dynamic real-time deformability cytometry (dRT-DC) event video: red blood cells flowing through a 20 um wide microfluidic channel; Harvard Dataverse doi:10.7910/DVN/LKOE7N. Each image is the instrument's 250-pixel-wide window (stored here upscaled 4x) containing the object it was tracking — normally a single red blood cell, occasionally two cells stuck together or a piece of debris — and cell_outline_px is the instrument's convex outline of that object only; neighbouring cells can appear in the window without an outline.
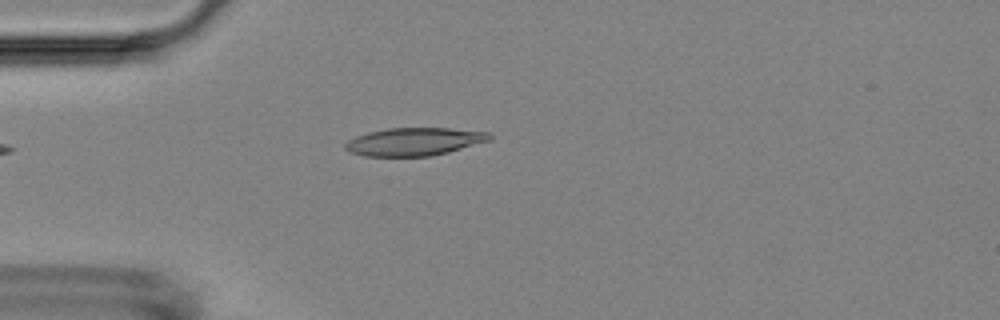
{"species": "Egyptian fruit bat (a non-hibernating species)", "species_latin": "Rousettus aegyptiacus", "temperature_condition": "room temperature", "stored_images_in_passage": 4, "camera_frame_rate_fps": 3000, "um_per_image_px": 0.085, "animal": {"sex": "female"}, "frame": {"image": 1, "passage_image": 4, "time_ms": 4.0, "image_size_px": [1000, 320], "cell_outline_px": [[492, 140], [448, 152], [428, 156], [364, 156], [348, 152], [344, 148], [344, 144], [348, 140], [356, 136], [368, 132], [388, 128], [448, 128], [488, 132], [492, 136]], "centroid_in_image_um": [35.19, 12.04], "position_along_channel_um": 49.8, "area_um2": 23.52}}